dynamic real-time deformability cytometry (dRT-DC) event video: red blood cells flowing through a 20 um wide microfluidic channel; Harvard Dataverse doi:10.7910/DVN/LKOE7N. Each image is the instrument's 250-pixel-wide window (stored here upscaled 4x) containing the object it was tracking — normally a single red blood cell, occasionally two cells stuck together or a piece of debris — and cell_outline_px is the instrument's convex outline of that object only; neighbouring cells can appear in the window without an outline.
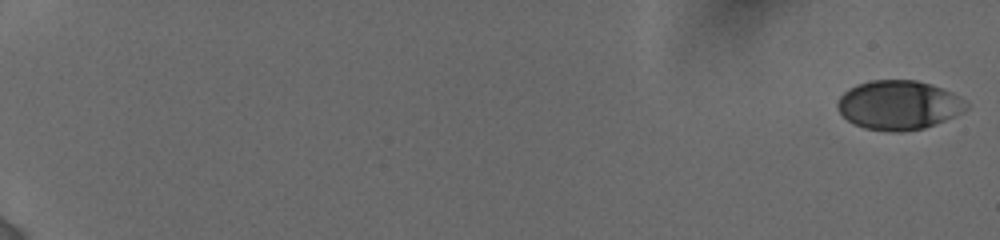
{"species": "human", "species_latin": "Homo sapiens", "temperature_condition": "cold", "stored_images_in_passage": 27, "camera_frame_rate_fps": 3000, "um_per_image_px": 0.085, "donor": {"sex": "female"}, "frame": {"image": 1, "passage_image": 1, "time_ms": 0.0, "image_size_px": [1000, 240], "cell_outline_px": [[968, 108], [964, 112], [924, 128], [900, 132], [892, 132], [864, 128], [848, 120], [836, 108], [836, 104], [840, 96], [848, 88], [856, 84], [872, 80], [916, 80], [932, 84], [952, 92], [960, 96], [968, 104]], "centroid_in_image_um": [76.39, 8.92], "position_along_channel_um": 8.6, "area_um2": 37.05}}
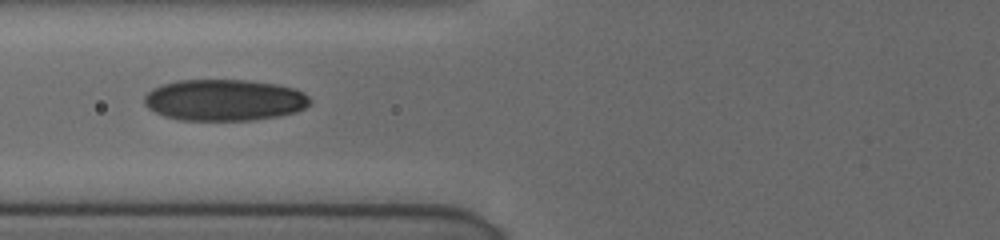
{"frame": {"image": 2, "passage_image": 17, "time_ms": 8.333, "image_size_px": [1000, 240], "cell_outline_px": [[312, 104], [296, 112], [280, 116], [252, 120], [176, 120], [164, 116], [148, 108], [144, 104], [144, 96], [152, 88], [176, 80], [248, 80], [276, 84], [296, 88], [304, 92], [312, 100]], "centroid_in_image_um": [19.1, 8.5], "position_along_channel_um": 106.7, "area_um2": 40.4}}
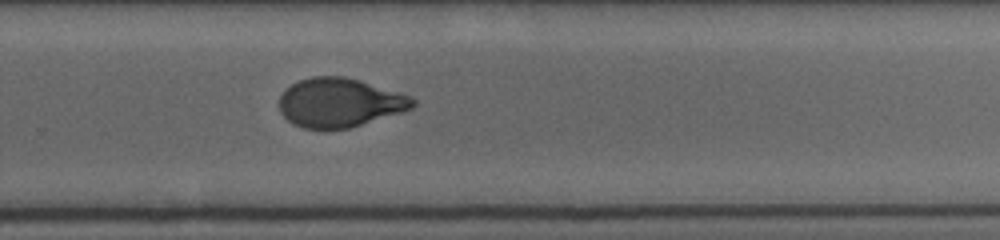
{"frame": {"image": 3, "passage_image": 27, "time_ms": 13.333, "image_size_px": [1000, 240], "cell_outline_px": [[416, 104], [412, 108], [400, 112], [348, 128], [304, 128], [292, 124], [280, 112], [280, 96], [292, 84], [300, 80], [312, 76], [344, 76], [360, 80], [408, 96], [416, 100]], "centroid_in_image_um": [28.84, 8.71], "position_along_channel_um": 301.0, "area_um2": 37.45}}